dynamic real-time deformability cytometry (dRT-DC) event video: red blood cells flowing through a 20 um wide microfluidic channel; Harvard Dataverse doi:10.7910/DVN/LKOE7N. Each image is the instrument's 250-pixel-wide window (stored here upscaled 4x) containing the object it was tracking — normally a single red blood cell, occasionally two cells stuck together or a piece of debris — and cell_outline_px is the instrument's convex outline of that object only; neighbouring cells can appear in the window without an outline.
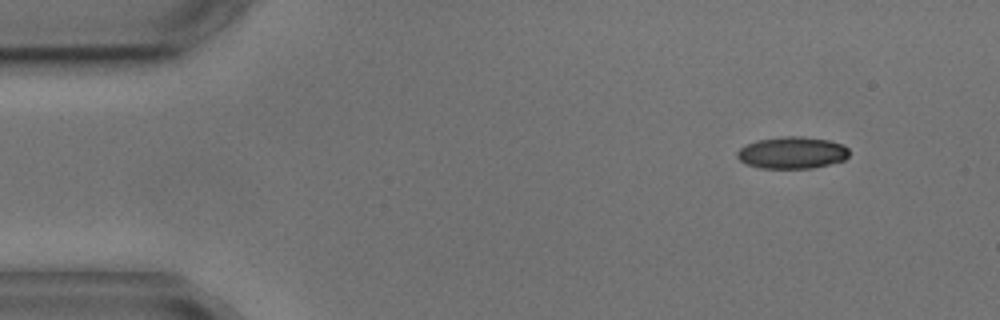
{"species": "common noctule bat (a hibernating species)", "species_latin": "Nyctalus noctula", "temperature_condition": "cold", "stored_images_in_passage": 4, "camera_frame_rate_fps": 3000, "um_per_image_px": 0.085, "animal": {"sex": "male", "body_mass_g": 17.9, "forearm_length_mm": 54.2}, "frame": {"image": 1, "passage_image": 1, "time_ms": 0.0, "image_size_px": [1000, 320], "cell_outline_px": [[848, 156], [844, 160], [812, 168], [760, 168], [748, 164], [740, 160], [736, 156], [736, 152], [740, 148], [756, 140], [784, 136], [800, 136], [828, 140], [844, 144], [848, 148]], "centroid_in_image_um": [67.33, 12.97], "position_along_channel_um": 17.7, "area_um2": 20.75}}
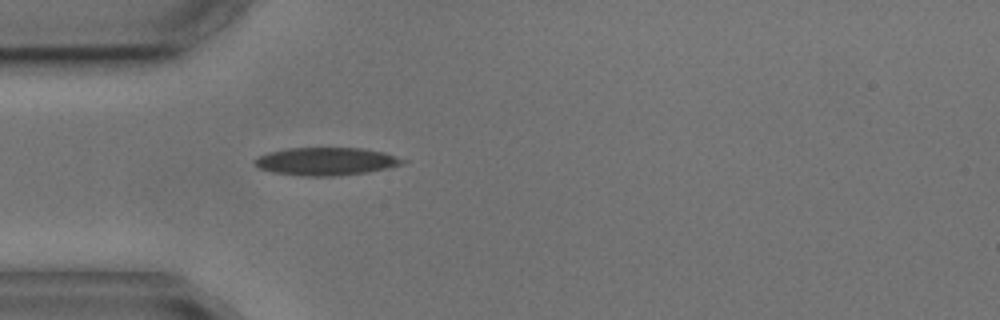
{"frame": {"image": 2, "passage_image": 4, "time_ms": 3.333, "image_size_px": [1000, 320], "cell_outline_px": [[408, 160], [400, 164], [368, 172], [336, 176], [304, 176], [272, 172], [260, 168], [252, 164], [252, 160], [256, 156], [268, 152], [288, 148], [360, 148], [384, 152]], "centroid_in_image_um": [27.64, 13.71], "position_along_channel_um": 57.4, "area_um2": 24.04}}